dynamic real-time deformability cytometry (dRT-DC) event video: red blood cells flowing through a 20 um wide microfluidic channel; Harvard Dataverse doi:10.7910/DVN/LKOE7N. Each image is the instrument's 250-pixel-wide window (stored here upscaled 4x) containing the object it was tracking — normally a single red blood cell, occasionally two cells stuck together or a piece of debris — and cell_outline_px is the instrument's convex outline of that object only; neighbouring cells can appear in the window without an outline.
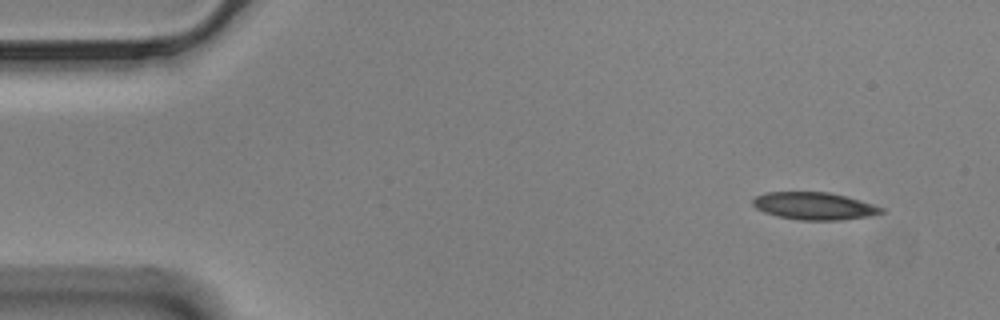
{"species": "Egyptian fruit bat (a non-hibernating species)", "species_latin": "Rousettus aegyptiacus", "temperature_condition": "cold", "stored_images_in_passage": 53, "camera_frame_rate_fps": 3000, "um_per_image_px": 0.085, "animal": {"sex": "male"}, "frame": {"image": 1, "passage_image": 1, "time_ms": 0.0, "image_size_px": [1000, 320], "cell_outline_px": [[884, 212], [872, 216], [840, 220], [800, 220], [780, 216], [764, 212], [756, 208], [752, 204], [752, 200], [756, 196], [764, 192], [828, 192], [848, 196], [884, 208]], "centroid_in_image_um": [69.23, 17.5], "position_along_channel_um": 15.8, "area_um2": 20.58}}
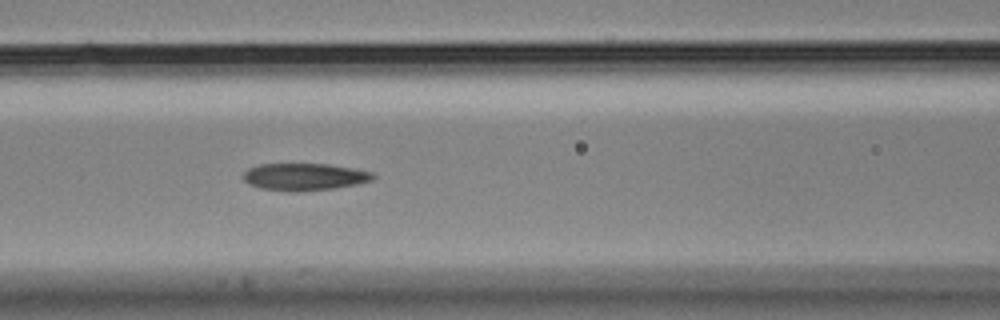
{"frame": {"image": 2, "passage_image": 20, "time_ms": 6.333, "image_size_px": [1000, 320], "cell_outline_px": [[376, 176], [372, 180], [356, 184], [332, 188], [296, 192], [288, 192], [260, 188], [248, 184], [244, 180], [244, 172], [248, 168], [260, 164], [328, 164], [352, 168], [372, 172]], "centroid_in_image_um": [25.85, 15.03], "position_along_channel_um": 140.8, "area_um2": 20.52}}
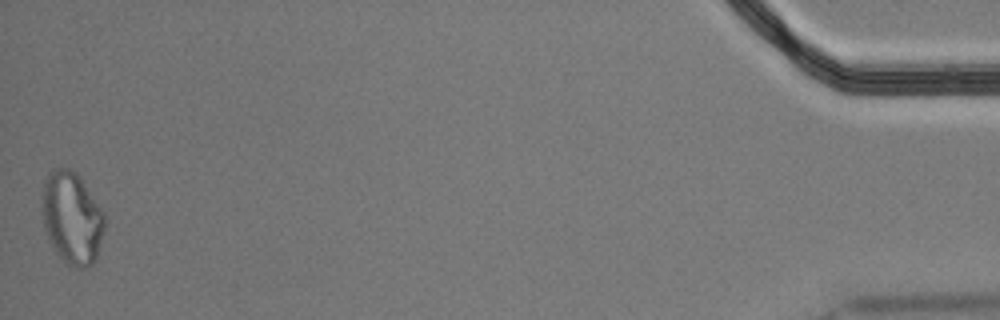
{"frame": {"image": 3, "passage_image": 53, "time_ms": 17.333, "image_size_px": [1000, 320], "cell_outline_px": [[104, 228], [96, 260], [92, 264], [84, 268], [76, 268], [68, 264], [56, 252], [44, 228], [44, 184], [48, 172], [52, 168], [68, 168], [76, 172], [104, 212]], "centroid_in_image_um": [6.14, 18.53], "position_along_channel_um": 429.1, "area_um2": 32.95}, "authors_computed_cell_mechanics": {"area_um2": 21.1548, "velocity_mm_per_s": 3.4781, "shape_relaxation_time_tau1_ms": null, "shape_relaxation_time_tau2_ms": 4.1021, "deformation_change_tau1": null, "deformation_change_tau2": 0.1044}}